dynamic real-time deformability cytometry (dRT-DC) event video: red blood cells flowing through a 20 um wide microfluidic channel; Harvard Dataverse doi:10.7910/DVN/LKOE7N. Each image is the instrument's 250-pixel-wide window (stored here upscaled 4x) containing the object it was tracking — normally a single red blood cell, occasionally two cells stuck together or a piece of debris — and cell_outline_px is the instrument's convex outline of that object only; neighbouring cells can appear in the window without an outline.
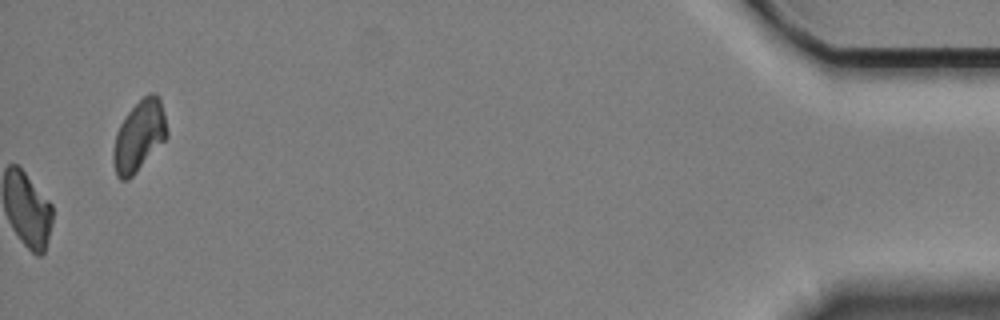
{"species": "Egyptian fruit bat (a non-hibernating species)", "species_latin": "Rousettus aegyptiacus", "temperature_condition": "cold", "stored_images_in_passage": 52, "camera_frame_rate_fps": 3000, "um_per_image_px": 0.085, "animal": {"sex": "female"}, "frame": {"image": 1, "passage_image": 52, "time_ms": 17.0, "image_size_px": [1000, 320], "cell_outline_px": [[168, 136], [136, 172], [128, 180], [120, 180], [116, 176], [112, 164], [112, 148], [116, 132], [124, 116], [148, 92], [156, 92], [160, 96], [164, 112], [168, 132]], "centroid_in_image_um": [11.81, 11.55], "position_along_channel_um": 423.4, "area_um2": 22.43}, "authors_computed_cell_mechanics": {"area_um2": 23.987, "velocity_mm_per_s": 3.3692, "shape_relaxation_time_tau1_ms": 6.5087, "shape_relaxation_time_tau2_ms": null, "deformation_change_tau1": 0.1441, "deformation_change_tau2": null}}